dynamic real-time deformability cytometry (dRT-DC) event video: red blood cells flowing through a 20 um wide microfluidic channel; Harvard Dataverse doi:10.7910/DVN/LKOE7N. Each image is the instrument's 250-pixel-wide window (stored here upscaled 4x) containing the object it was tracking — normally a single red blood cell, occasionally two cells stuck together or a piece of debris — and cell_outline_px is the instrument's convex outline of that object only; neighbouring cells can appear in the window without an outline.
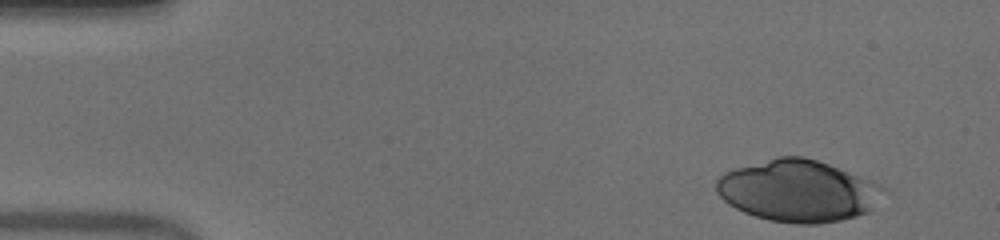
{"species": "human", "species_latin": "Homo sapiens", "temperature_condition": "warm", "stored_images_in_passage": 47, "camera_frame_rate_fps": 3000, "um_per_image_px": 0.085, "donor": {"sex": "male"}, "frame": {"image": 1, "passage_image": 1, "time_ms": 0.0, "image_size_px": [1000, 240], "cell_outline_px": [[884, 188], [872, 212], [840, 220], [820, 224], [796, 224], [768, 220], [744, 212], [728, 204], [716, 192], [716, 180], [724, 172], [736, 168], [776, 156], [804, 156], [828, 164], [872, 180], [880, 184]], "centroid_in_image_um": [67.83, 16.23], "position_along_channel_um": 17.2, "area_um2": 60.17}}
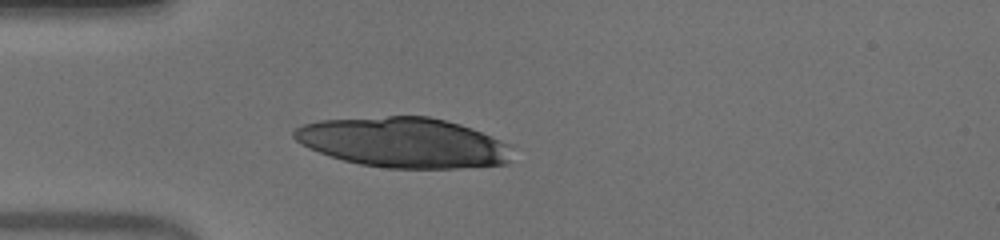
{"frame": {"image": 2, "passage_image": 11, "time_ms": 3.333, "image_size_px": [1000, 240], "cell_outline_px": [[512, 144], [508, 164], [460, 168], [384, 168], [360, 164], [344, 160], [308, 148], [300, 144], [292, 136], [292, 132], [296, 128], [304, 124], [320, 120], [388, 116], [428, 116], [460, 124], [472, 128]], "centroid_in_image_um": [34.32, 12.12], "position_along_channel_um": 50.7, "area_um2": 63.75}}